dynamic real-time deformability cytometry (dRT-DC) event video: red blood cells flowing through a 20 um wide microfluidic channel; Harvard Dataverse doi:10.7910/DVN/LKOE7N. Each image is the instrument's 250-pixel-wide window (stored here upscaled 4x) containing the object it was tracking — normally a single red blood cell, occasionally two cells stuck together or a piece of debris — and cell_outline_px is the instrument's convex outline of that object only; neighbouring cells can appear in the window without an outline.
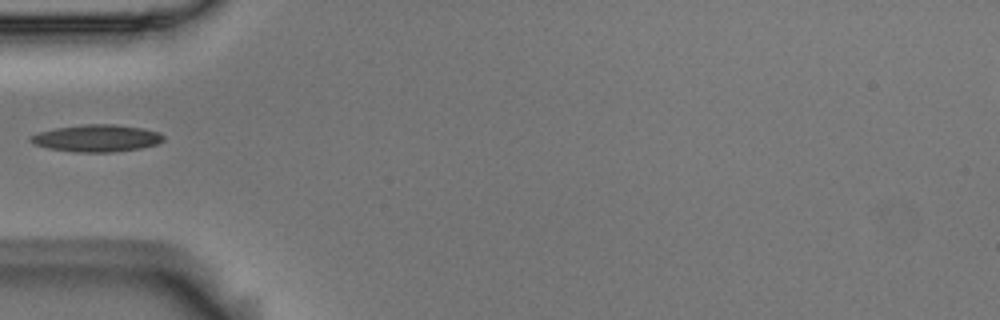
{"species": "Egyptian fruit bat (a non-hibernating species)", "species_latin": "Rousettus aegyptiacus", "temperature_condition": "room temperature", "stored_images_in_passage": 3, "camera_frame_rate_fps": 3000, "um_per_image_px": 0.085, "animal": {"sex": "male"}, "frame": {"image": 1, "passage_image": 2, "time_ms": 0.333, "image_size_px": [1000, 320], "cell_outline_px": [[164, 140], [156, 144], [140, 148], [112, 152], [76, 152], [48, 148], [36, 144], [28, 140], [28, 136], [40, 132], [56, 128], [88, 124], [116, 124], [140, 128], [160, 132], [164, 136]], "centroid_in_image_um": [8.22, 11.75], "position_along_channel_um": 76.8, "area_um2": 20.81}}
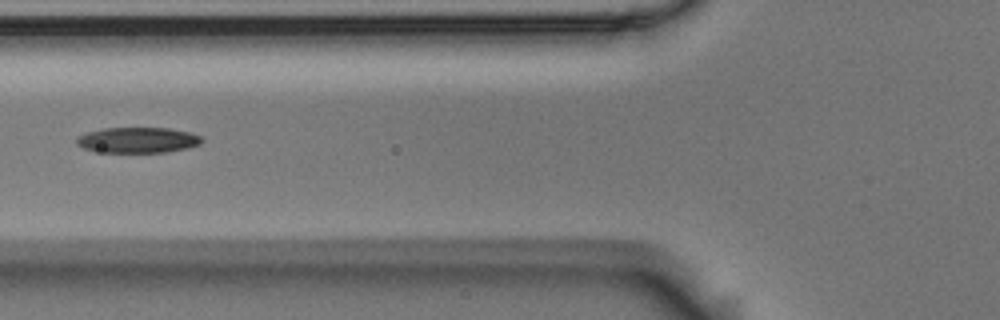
{"frame": {"image": 2, "passage_image": 3, "time_ms": 0.667, "image_size_px": [1000, 320], "cell_outline_px": [[204, 140], [200, 144], [188, 148], [164, 152], [104, 152], [84, 148], [76, 144], [76, 136], [88, 132], [104, 128], [168, 128], [188, 132], [200, 136]], "centroid_in_image_um": [11.71, 11.9], "position_along_channel_um": 114.1, "area_um2": 18.55}}